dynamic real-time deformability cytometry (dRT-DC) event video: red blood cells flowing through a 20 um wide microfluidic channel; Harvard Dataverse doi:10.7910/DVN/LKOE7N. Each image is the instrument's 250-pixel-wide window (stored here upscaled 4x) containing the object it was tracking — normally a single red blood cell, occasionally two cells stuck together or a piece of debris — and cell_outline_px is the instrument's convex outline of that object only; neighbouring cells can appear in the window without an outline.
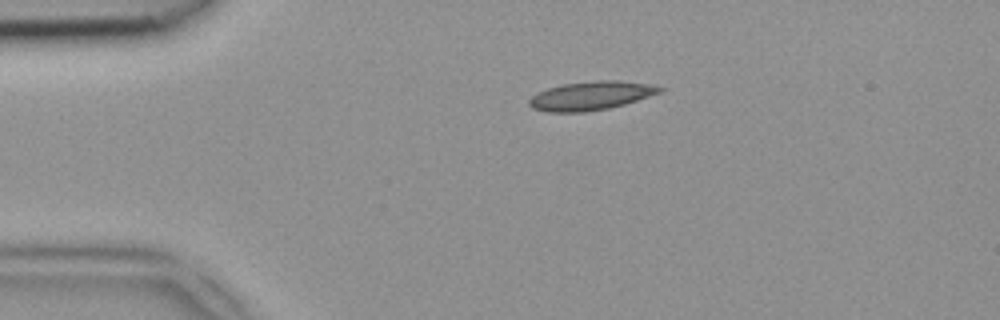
{"species": "common noctule bat (a hibernating species)", "species_latin": "Nyctalus noctula", "temperature_condition": "room temperature", "stored_images_in_passage": 39, "camera_frame_rate_fps": 3000, "um_per_image_px": 0.085, "animal": {"sex": "female", "body_mass_g": 18.4}, "frame": {"image": 1, "passage_image": 1, "time_ms": 0.0, "image_size_px": [1000, 320], "cell_outline_px": [[664, 88], [660, 92], [624, 104], [608, 108], [584, 112], [548, 112], [532, 108], [528, 104], [528, 100], [536, 92], [548, 88], [564, 84], [596, 80], [620, 80], [656, 84]], "centroid_in_image_um": [50.22, 8.12], "position_along_channel_um": 34.8, "area_um2": 21.91}}
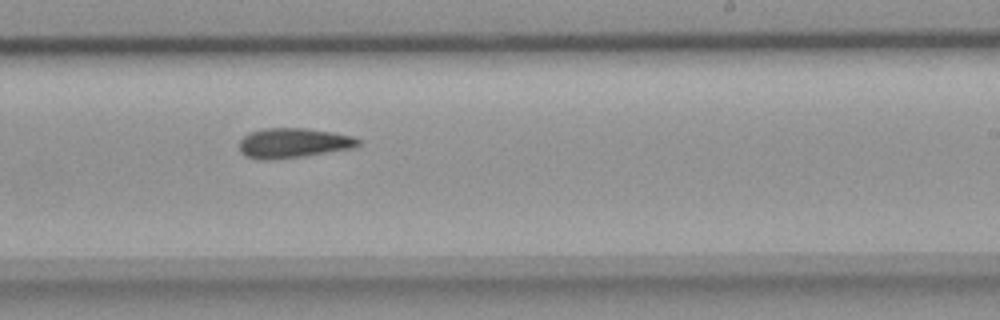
{"frame": {"image": 2, "passage_image": 20, "time_ms": 6.333, "image_size_px": [1000, 320], "cell_outline_px": [[360, 144], [356, 148], [304, 156], [272, 160], [260, 160], [244, 156], [240, 152], [240, 140], [248, 132], [264, 128], [304, 128], [332, 132], [352, 136], [360, 140]], "centroid_in_image_um": [24.92, 12.16], "position_along_channel_um": 264.1, "area_um2": 20.92}}
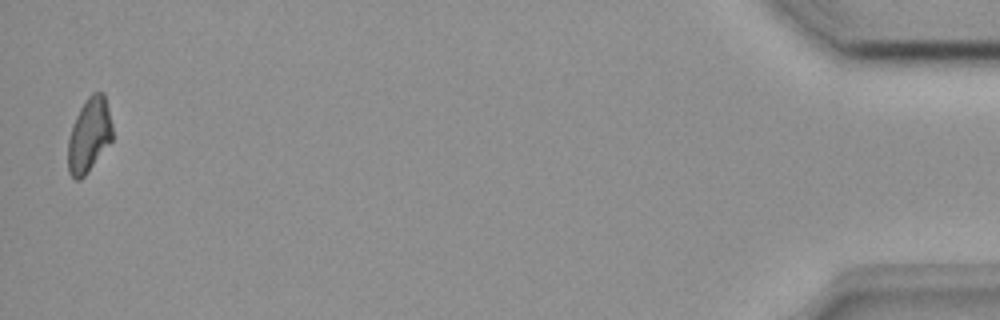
{"frame": {"image": 3, "passage_image": 38, "time_ms": 12.333, "image_size_px": [1000, 320], "cell_outline_px": [[112, 140], [88, 172], [80, 180], [76, 180], [68, 172], [68, 140], [72, 124], [80, 108], [88, 96], [92, 92], [104, 92], [112, 124]], "centroid_in_image_um": [7.57, 11.48], "position_along_channel_um": 427.6, "area_um2": 19.25}}